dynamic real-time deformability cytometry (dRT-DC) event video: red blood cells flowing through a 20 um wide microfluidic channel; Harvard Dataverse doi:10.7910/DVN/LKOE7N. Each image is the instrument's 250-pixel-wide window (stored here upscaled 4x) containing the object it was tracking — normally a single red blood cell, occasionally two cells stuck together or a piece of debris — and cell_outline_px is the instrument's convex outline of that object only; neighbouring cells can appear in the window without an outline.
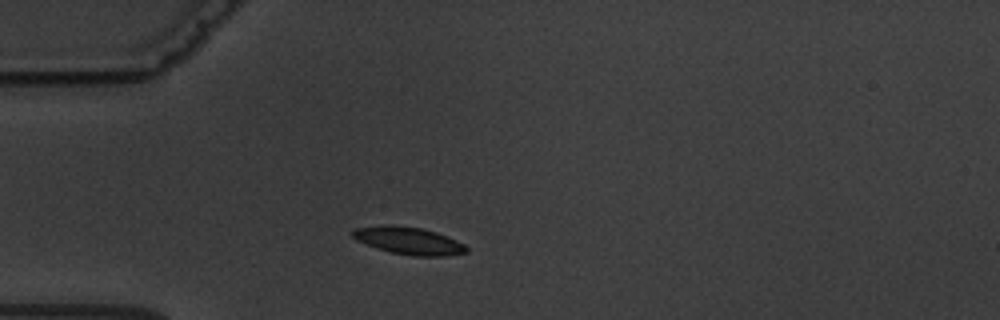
{"species": "common noctule bat (a hibernating species)", "species_latin": "Nyctalus noctula", "temperature_condition": "warm", "stored_images_in_passage": 7, "camera_frame_rate_fps": 3000, "um_per_image_px": 0.085, "animal": {"sex": "male", "body_mass_g": 19.5, "forearm_length_mm": 54.6}, "frame": {"image": 1, "passage_image": 1, "time_ms": 0.0, "image_size_px": [1000, 320], "cell_outline_px": [[468, 252], [444, 256], [412, 256], [392, 252], [376, 248], [356, 240], [348, 232], [356, 228], [380, 224], [392, 224], [420, 228], [436, 232], [456, 240], [464, 244], [468, 248]], "centroid_in_image_um": [34.69, 20.45], "position_along_channel_um": 50.3, "area_um2": 18.32}}
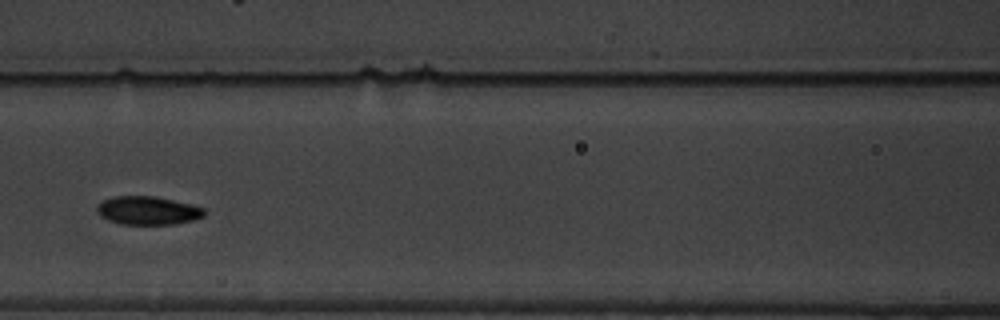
{"frame": {"image": 2, "passage_image": 4, "time_ms": 3.333, "image_size_px": [1000, 320], "cell_outline_px": [[204, 216], [192, 220], [176, 224], [120, 224], [108, 220], [100, 216], [96, 212], [96, 208], [100, 200], [112, 196], [156, 196], [192, 204], [204, 208]], "centroid_in_image_um": [12.52, 17.88], "position_along_channel_um": 154.1, "area_um2": 17.98}}
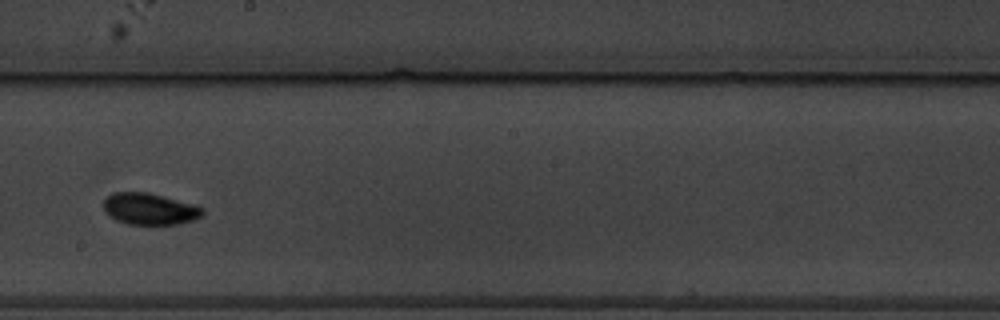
{"frame": {"image": 3, "passage_image": 6, "time_ms": 5.667, "image_size_px": [1000, 320], "cell_outline_px": [[204, 216], [180, 224], [128, 224], [116, 220], [108, 216], [104, 212], [104, 200], [112, 192], [148, 192], [196, 204], [204, 208]], "centroid_in_image_um": [12.74, 17.75], "position_along_channel_um": 235.5, "area_um2": 18.5}}